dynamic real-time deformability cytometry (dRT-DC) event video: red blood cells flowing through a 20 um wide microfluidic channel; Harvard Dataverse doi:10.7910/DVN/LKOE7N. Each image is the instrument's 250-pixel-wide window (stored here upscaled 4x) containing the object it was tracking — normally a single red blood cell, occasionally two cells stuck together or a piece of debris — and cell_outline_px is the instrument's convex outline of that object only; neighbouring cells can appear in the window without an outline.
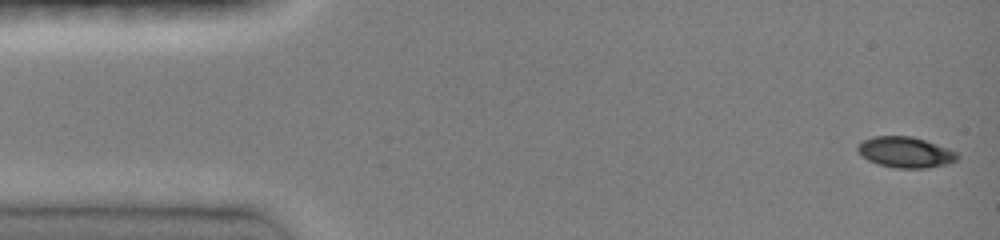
{"species": "common noctule bat (a hibernating species)", "species_latin": "Nyctalus noctula", "temperature_condition": "room temperature", "stored_images_in_passage": 35, "camera_frame_rate_fps": 3000, "um_per_image_px": 0.085, "animal": {"sex": "female", "body_mass_g": 19.0, "forearm_length_mm": 51.5}, "frame": {"image": 1, "passage_image": 1, "time_ms": 0.0, "image_size_px": [1000, 240], "cell_outline_px": [[960, 156], [956, 160], [948, 164], [928, 168], [896, 168], [880, 164], [868, 160], [856, 148], [864, 140], [872, 136], [912, 136], [948, 148], [956, 152]], "centroid_in_image_um": [77.0, 12.94], "position_along_channel_um": 8.0, "area_um2": 17.69}}
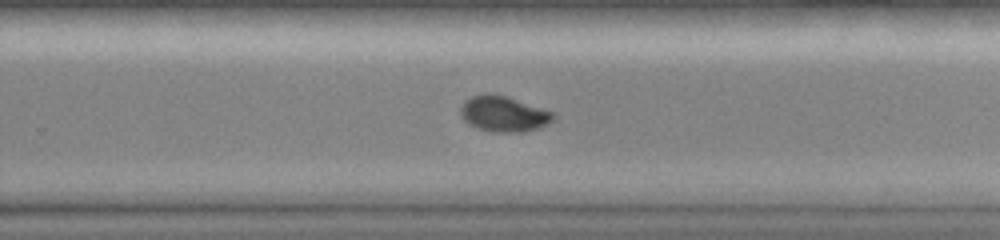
{"frame": {"image": 2, "passage_image": 24, "time_ms": 9.667, "image_size_px": [1000, 240], "cell_outline_px": [[556, 116], [548, 124], [540, 128], [520, 132], [496, 132], [480, 128], [468, 124], [464, 120], [460, 112], [460, 108], [472, 96], [488, 92], [508, 96], [556, 112]], "centroid_in_image_um": [42.87, 9.67], "position_along_channel_um": 286.9, "area_um2": 19.36}}
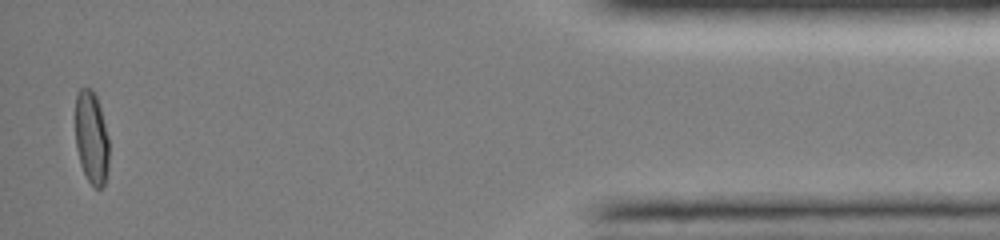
{"frame": {"image": 3, "passage_image": 35, "time_ms": 14.667, "image_size_px": [1000, 240], "cell_outline_px": [[108, 168], [104, 184], [100, 188], [96, 188], [88, 180], [80, 164], [76, 148], [76, 92], [80, 88], [92, 88], [96, 96], [100, 108], [108, 136]], "centroid_in_image_um": [7.77, 11.68], "position_along_channel_um": 427.4, "area_um2": 18.09}, "authors_computed_cell_mechanics": {"area_um2": 19.1318, "velocity_mm_per_s": 4.1008, "shape_relaxation_time_tau1_ms": 6.4976, "shape_relaxation_time_tau2_ms": 0.7476, "deformation_change_tau1": 0.2088, "deformation_change_tau2": 0.026}}